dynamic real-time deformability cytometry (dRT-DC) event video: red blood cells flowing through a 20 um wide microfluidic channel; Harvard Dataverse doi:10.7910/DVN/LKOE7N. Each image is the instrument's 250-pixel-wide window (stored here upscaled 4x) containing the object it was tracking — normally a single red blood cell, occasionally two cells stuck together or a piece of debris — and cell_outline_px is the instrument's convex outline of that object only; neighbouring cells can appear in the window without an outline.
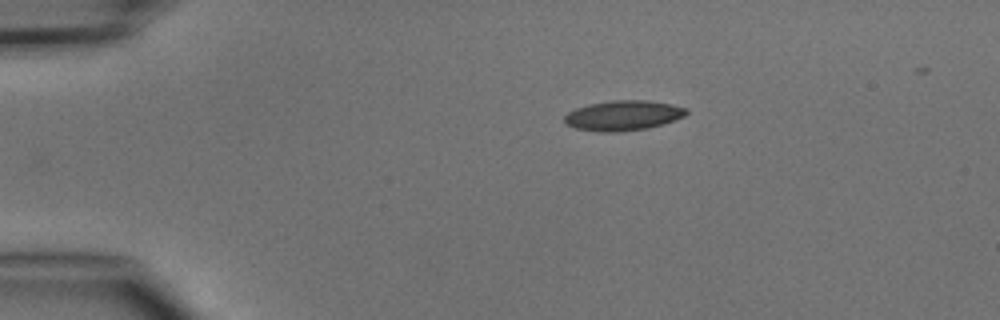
{"species": "common noctule bat (a hibernating species)", "species_latin": "Nyctalus noctula", "temperature_condition": "cold", "stored_images_in_passage": 2, "camera_frame_rate_fps": 3000, "um_per_image_px": 0.085, "animal": {"sex": "male", "body_mass_g": 15.6}, "frame": {"image": 1, "passage_image": 1, "time_ms": 0.0, "image_size_px": [1000, 320], "cell_outline_px": [[688, 112], [684, 116], [676, 120], [664, 124], [644, 128], [616, 132], [600, 132], [576, 128], [568, 124], [564, 120], [564, 116], [568, 112], [576, 108], [588, 104], [612, 100], [648, 100], [672, 104], [688, 108]], "centroid_in_image_um": [53.0, 9.8], "position_along_channel_um": 32.0, "area_um2": 21.33}}